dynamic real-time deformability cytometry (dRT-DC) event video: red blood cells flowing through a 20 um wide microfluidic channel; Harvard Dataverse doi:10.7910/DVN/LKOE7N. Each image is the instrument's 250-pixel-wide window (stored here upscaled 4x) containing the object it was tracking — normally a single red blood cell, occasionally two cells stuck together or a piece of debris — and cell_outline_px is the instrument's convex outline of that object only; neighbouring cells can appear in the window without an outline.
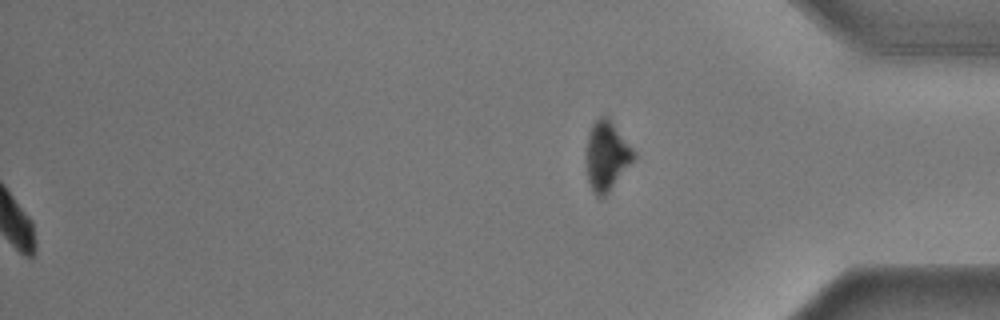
{"species": "common noctule bat (a hibernating species)", "species_latin": "Nyctalus noctula", "temperature_condition": "warm", "stored_images_in_passage": 49, "segment_of_instrument_passage": [2, 2], "camera_frame_rate_fps": 3000, "um_per_image_px": 0.085, "animal": {"sex": "male", "body_mass_g": 17.9}, "frame": {"image": 1, "passage_image": 49, "time_ms": 16.0, "image_size_px": [1000, 320], "cell_outline_px": [[636, 156], [608, 192], [604, 196], [596, 196], [588, 180], [588, 136], [592, 124], [600, 116], [604, 116], [612, 124], [636, 152]], "centroid_in_image_um": [51.58, 13.26], "position_along_channel_um": 383.6, "area_um2": 18.09}}